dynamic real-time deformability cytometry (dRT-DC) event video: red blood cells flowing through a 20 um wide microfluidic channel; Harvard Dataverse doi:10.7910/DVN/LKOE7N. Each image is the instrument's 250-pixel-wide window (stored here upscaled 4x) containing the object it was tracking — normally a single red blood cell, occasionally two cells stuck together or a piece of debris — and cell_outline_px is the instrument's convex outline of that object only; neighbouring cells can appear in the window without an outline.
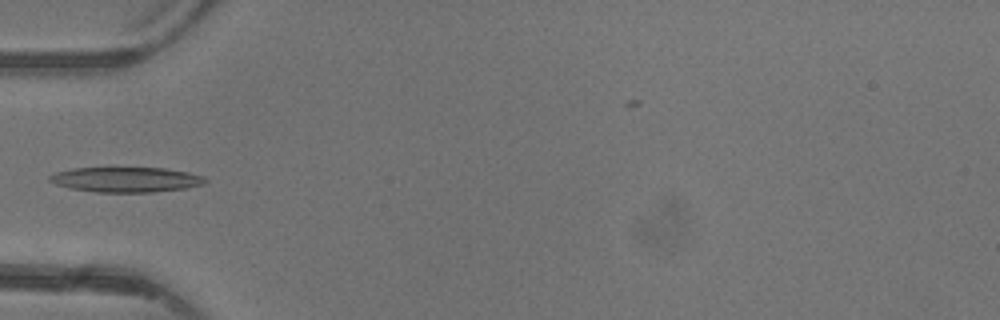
{"species": "common noctule bat (a hibernating species)", "species_latin": "Nyctalus noctula", "temperature_condition": "warm", "stored_images_in_passage": 6, "camera_frame_rate_fps": 3000, "um_per_image_px": 0.085, "animal": {"sex": "female"}, "frame": {"image": 1, "passage_image": 5, "time_ms": 5.0, "image_size_px": [1000, 320], "cell_outline_px": [[208, 180], [204, 184], [184, 188], [152, 192], [96, 192], [72, 188], [56, 184], [48, 180], [48, 176], [56, 172], [72, 168], [164, 168], [188, 172], [204, 176]], "centroid_in_image_um": [10.72, 15.26], "position_along_channel_um": 74.3, "area_um2": 22.6}}